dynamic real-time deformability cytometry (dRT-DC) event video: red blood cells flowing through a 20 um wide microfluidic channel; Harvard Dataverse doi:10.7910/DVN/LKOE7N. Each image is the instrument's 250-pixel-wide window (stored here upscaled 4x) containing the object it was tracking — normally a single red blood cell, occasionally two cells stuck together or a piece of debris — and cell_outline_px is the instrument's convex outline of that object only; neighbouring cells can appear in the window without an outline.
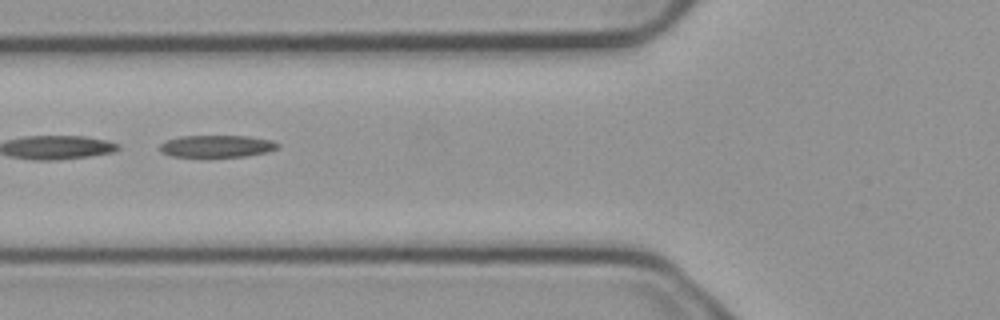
{"species": "common noctule bat (a hibernating species)", "species_latin": "Nyctalus noctula", "temperature_condition": "cold", "stored_images_in_passage": 7, "camera_frame_rate_fps": 3000, "um_per_image_px": 0.085, "animal": {"sex": "male", "body_mass_g": 23.1, "forearm_length_mm": 52.7}, "frame": {"image": 1, "passage_image": 6, "time_ms": 1.667, "image_size_px": [1000, 320], "cell_outline_px": [[280, 144], [276, 148], [264, 152], [248, 156], [208, 160], [172, 156], [160, 152], [160, 144], [168, 140], [180, 136], [248, 136], [272, 140]], "centroid_in_image_um": [18.38, 12.48], "position_along_channel_um": 107.4, "area_um2": 16.01}}